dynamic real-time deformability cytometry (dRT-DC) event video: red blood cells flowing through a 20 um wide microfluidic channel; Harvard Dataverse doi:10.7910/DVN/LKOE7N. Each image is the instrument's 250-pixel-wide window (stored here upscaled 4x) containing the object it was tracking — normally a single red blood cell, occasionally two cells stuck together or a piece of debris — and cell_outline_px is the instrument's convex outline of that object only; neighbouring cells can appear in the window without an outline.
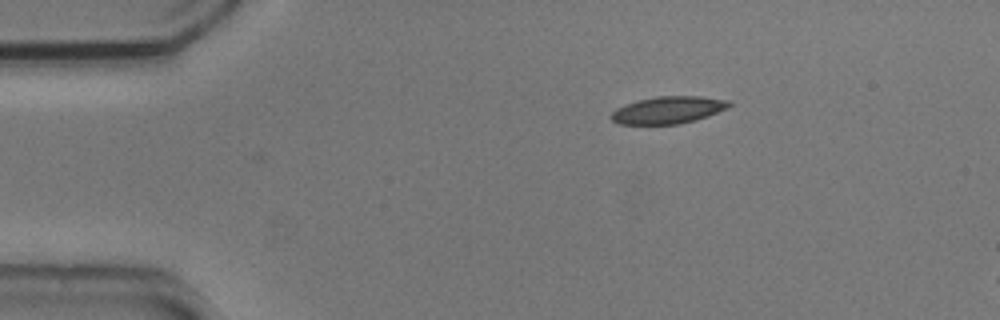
{"species": "common noctule bat (a hibernating species)", "species_latin": "Nyctalus noctula", "temperature_condition": "cold", "stored_images_in_passage": 3, "camera_frame_rate_fps": 3000, "um_per_image_px": 0.085, "animal": {"sex": "male", "body_mass_g": 20.5, "forearm_length_mm": 52.5}, "frame": {"image": 1, "passage_image": 3, "time_ms": 0.667, "image_size_px": [1000, 320], "cell_outline_px": [[732, 104], [728, 108], [708, 116], [696, 120], [680, 124], [620, 124], [612, 120], [608, 116], [616, 108], [624, 104], [656, 96], [700, 96], [728, 100]], "centroid_in_image_um": [56.79, 9.35], "position_along_channel_um": 28.2, "area_um2": 18.79}}